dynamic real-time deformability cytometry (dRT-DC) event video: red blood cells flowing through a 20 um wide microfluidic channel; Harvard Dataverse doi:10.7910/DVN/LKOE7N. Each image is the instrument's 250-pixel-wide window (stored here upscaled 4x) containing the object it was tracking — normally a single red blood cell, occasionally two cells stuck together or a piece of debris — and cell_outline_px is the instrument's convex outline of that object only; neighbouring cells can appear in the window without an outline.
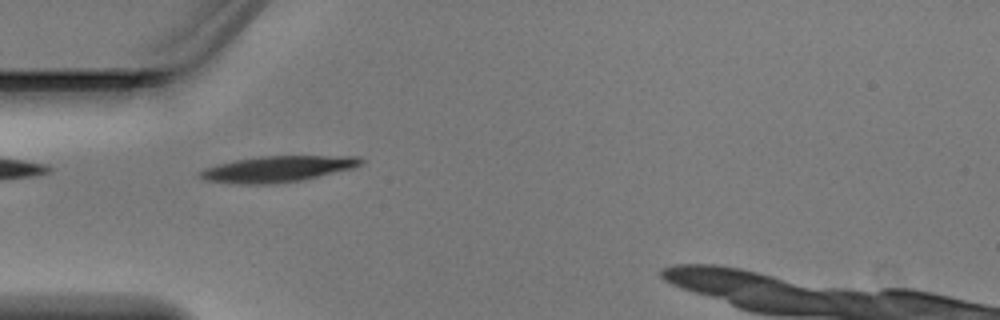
{"species": "Egyptian fruit bat (a non-hibernating species)", "species_latin": "Rousettus aegyptiacus", "temperature_condition": "warm", "stored_images_in_passage": 6, "camera_frame_rate_fps": 3000, "um_per_image_px": 0.085, "animal": {"sex": "male"}, "frame": {"image": 1, "passage_image": 4, "time_ms": 1.0, "image_size_px": [1000, 320], "cell_outline_px": [[364, 160], [360, 164], [352, 168], [300, 180], [276, 184], [240, 184], [204, 180], [200, 176], [200, 172], [204, 168], [216, 164], [236, 160], [260, 156], [360, 156]], "centroid_in_image_um": [23.57, 14.36], "position_along_channel_um": 61.4, "area_um2": 24.16}}
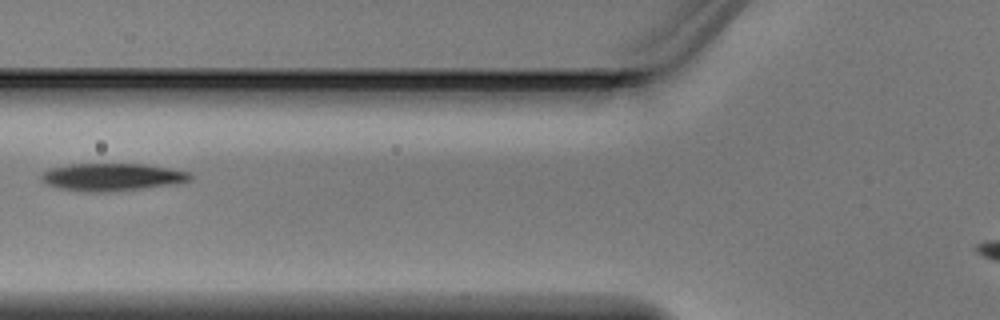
{"frame": {"image": 2, "passage_image": 5, "time_ms": 1.333, "image_size_px": [1000, 320], "cell_outline_px": [[192, 180], [176, 184], [104, 192], [80, 192], [60, 188], [48, 184], [40, 180], [40, 172], [52, 168], [72, 164], [144, 164], [168, 168], [188, 172], [192, 176]], "centroid_in_image_um": [9.49, 15.05], "position_along_channel_um": 116.3, "area_um2": 23.81}}
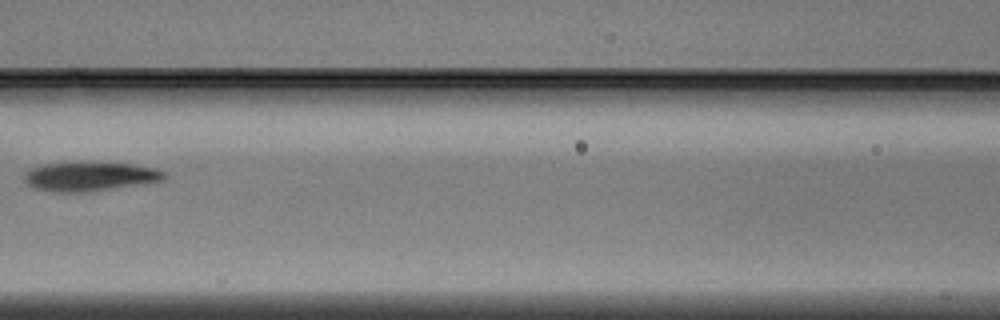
{"frame": {"image": 3, "passage_image": 6, "time_ms": 1.667, "image_size_px": [1000, 320], "cell_outline_px": [[168, 176], [164, 180], [140, 184], [84, 192], [56, 192], [32, 188], [24, 180], [24, 176], [32, 168], [44, 164], [132, 164], [152, 168], [164, 172]], "centroid_in_image_um": [7.63, 15.03], "position_along_channel_um": 159.0, "area_um2": 22.83}}